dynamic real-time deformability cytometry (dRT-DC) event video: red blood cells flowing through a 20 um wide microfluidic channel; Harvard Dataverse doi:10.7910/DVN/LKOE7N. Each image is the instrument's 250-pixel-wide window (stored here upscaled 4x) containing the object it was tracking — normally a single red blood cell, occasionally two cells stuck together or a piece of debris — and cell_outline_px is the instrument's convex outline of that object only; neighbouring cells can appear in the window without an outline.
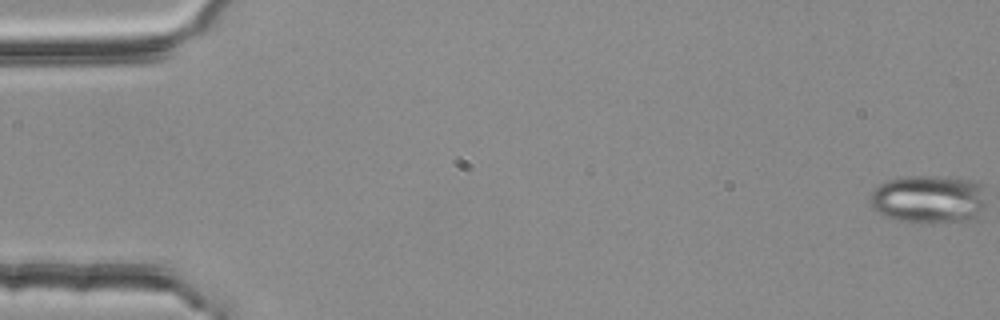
{"species": "common noctule bat (a hibernating species)", "species_latin": "Nyctalus noctula", "temperature_condition": "room temperature", "stored_images_in_passage": 53, "segment_of_instrument_passage": [1, 2], "camera_frame_rate_fps": 3000, "um_per_image_px": 0.085, "animal": {"sex": "female", "body_mass_g": 25.1}, "frame": {"image": 1, "passage_image": 1, "time_ms": 0.0, "image_size_px": [1000, 320], "cell_outline_px": [[984, 208], [976, 220], [896, 220], [884, 216], [872, 208], [868, 200], [872, 192], [880, 184], [888, 180], [908, 176], [936, 176], [976, 180], [984, 184]], "centroid_in_image_um": [78.97, 16.88], "position_along_channel_um": 6.0, "area_um2": 32.37}}
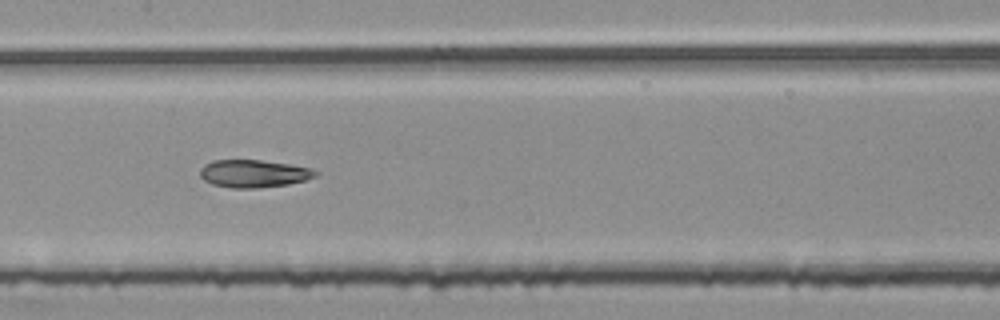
{"frame": {"image": 2, "passage_image": 28, "time_ms": 9.0, "image_size_px": [1000, 320], "cell_outline_px": [[320, 172], [316, 176], [304, 180], [288, 184], [260, 188], [232, 188], [212, 184], [204, 180], [200, 176], [200, 168], [204, 164], [212, 160], [260, 160], [288, 164], [312, 168]], "centroid_in_image_um": [21.55, 14.75], "position_along_channel_um": 185.8, "area_um2": 18.67}}
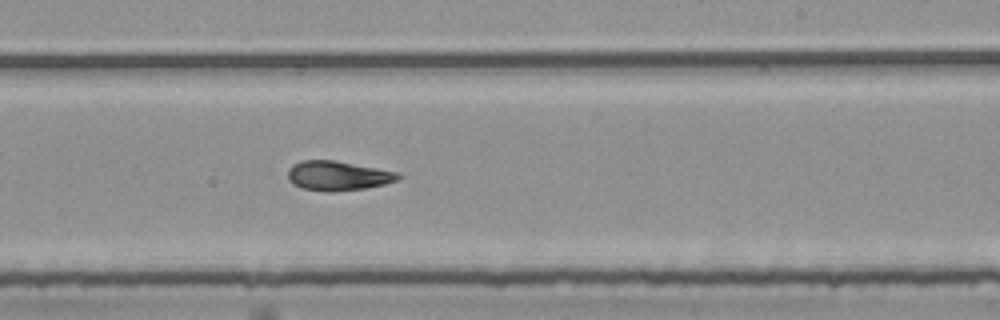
{"frame": {"image": 3, "passage_image": 34, "time_ms": 11.0, "image_size_px": [1000, 320], "cell_outline_px": [[404, 176], [396, 180], [384, 184], [364, 188], [332, 192], [324, 192], [300, 188], [292, 184], [288, 180], [288, 168], [292, 164], [300, 160], [336, 160], [396, 172]], "centroid_in_image_um": [28.65, 14.94], "position_along_channel_um": 260.3, "area_um2": 19.13}}